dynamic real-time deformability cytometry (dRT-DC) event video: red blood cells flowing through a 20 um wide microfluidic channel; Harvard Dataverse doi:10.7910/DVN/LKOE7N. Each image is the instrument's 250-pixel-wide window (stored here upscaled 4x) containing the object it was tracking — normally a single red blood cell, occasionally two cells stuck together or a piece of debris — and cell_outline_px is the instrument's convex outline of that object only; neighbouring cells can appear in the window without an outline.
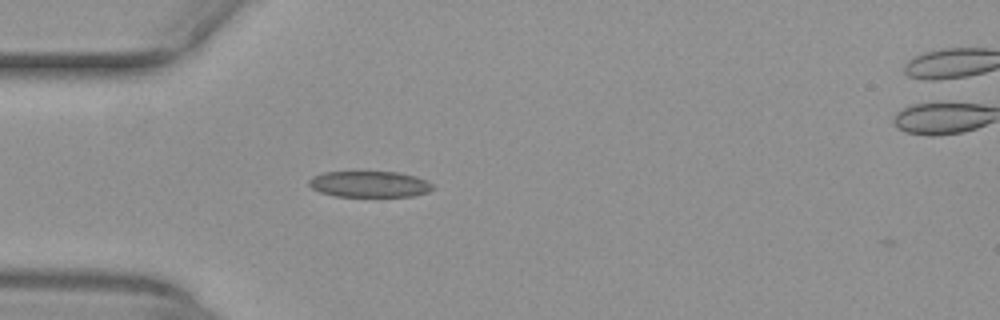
{"species": "common noctule bat (a hibernating species)", "species_latin": "Nyctalus noctula", "temperature_condition": "warm", "stored_images_in_passage": 2, "camera_frame_rate_fps": 3000, "um_per_image_px": 0.085, "animal": {"sex": "female", "body_mass_g": 29.2, "forearm_length_mm": 56.3}, "frame": {"image": 1, "passage_image": 1, "time_ms": 0.0, "image_size_px": [1000, 320], "cell_outline_px": [[436, 188], [428, 192], [412, 196], [336, 196], [320, 192], [312, 188], [308, 184], [308, 180], [312, 176], [320, 172], [364, 168], [400, 172], [416, 176], [432, 184]], "centroid_in_image_um": [31.35, 15.58], "position_along_channel_um": 53.6, "area_um2": 20.06}}